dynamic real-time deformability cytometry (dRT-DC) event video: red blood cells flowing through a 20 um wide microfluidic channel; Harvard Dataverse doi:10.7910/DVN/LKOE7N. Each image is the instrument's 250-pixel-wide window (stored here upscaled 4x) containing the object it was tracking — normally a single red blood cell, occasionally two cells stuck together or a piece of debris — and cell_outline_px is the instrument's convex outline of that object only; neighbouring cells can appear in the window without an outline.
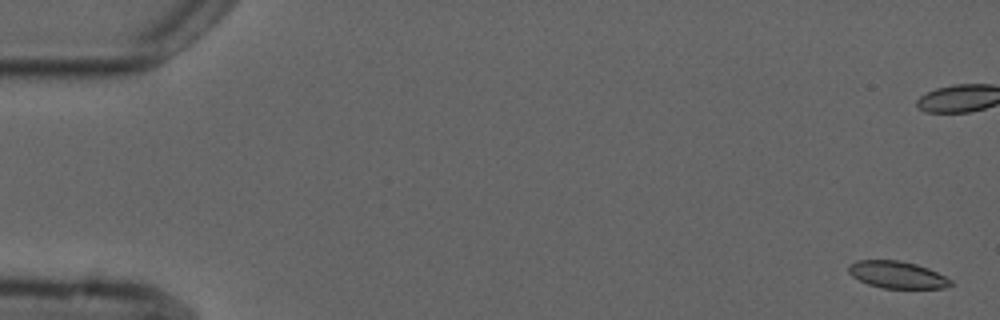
{"species": "common noctule bat (a hibernating species)", "species_latin": "Nyctalus noctula", "temperature_condition": "cold", "stored_images_in_passage": 5, "camera_frame_rate_fps": 3000, "um_per_image_px": 0.085, "animal": {"sex": "male", "forearm_length_mm": 52.5}, "frame": {"image": 1, "passage_image": 1, "time_ms": 0.0, "image_size_px": [1000, 320], "cell_outline_px": [[956, 284], [948, 288], [884, 288], [868, 284], [852, 276], [848, 272], [848, 264], [856, 260], [900, 260], [916, 264], [928, 268], [952, 280]], "centroid_in_image_um": [76.28, 23.35], "position_along_channel_um": 8.7, "area_um2": 16.24}}